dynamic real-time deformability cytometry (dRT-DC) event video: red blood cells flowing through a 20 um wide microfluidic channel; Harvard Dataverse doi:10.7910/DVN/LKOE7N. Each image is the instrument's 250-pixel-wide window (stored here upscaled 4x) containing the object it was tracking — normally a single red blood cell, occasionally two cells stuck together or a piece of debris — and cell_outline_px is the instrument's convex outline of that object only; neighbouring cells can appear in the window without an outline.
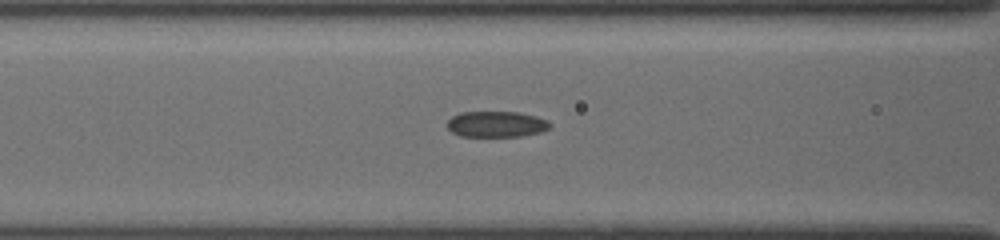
{"species": "common noctule bat (a hibernating species)", "species_latin": "Nyctalus noctula", "temperature_condition": "cold", "stored_images_in_passage": 33, "camera_frame_rate_fps": 3000, "um_per_image_px": 0.085, "animal": {"sex": "female", "body_mass_g": 19.5, "forearm_length_mm": 54.1}, "frame": {"image": 1, "passage_image": 7, "time_ms": 2.333, "image_size_px": [1000, 240], "cell_outline_px": [[548, 128], [540, 132], [520, 136], [460, 136], [452, 132], [448, 128], [448, 120], [452, 116], [460, 112], [516, 112], [548, 120]], "centroid_in_image_um": [42.13, 10.55], "position_along_channel_um": 124.5, "area_um2": 15.2}}
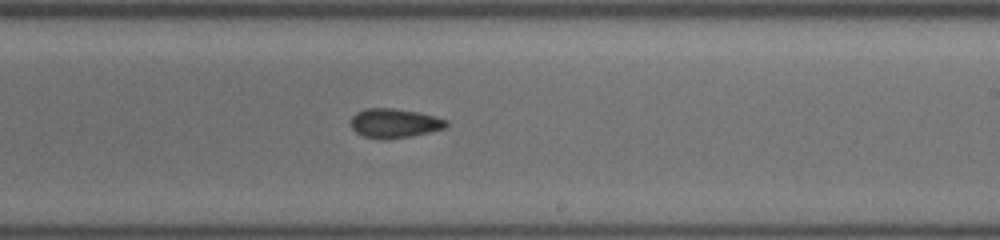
{"frame": {"image": 2, "passage_image": 16, "time_ms": 5.667, "image_size_px": [1000, 240], "cell_outline_px": [[448, 124], [444, 128], [412, 136], [388, 140], [384, 140], [364, 136], [356, 132], [352, 128], [352, 116], [356, 112], [368, 108], [392, 108], [416, 112], [436, 116], [448, 120]], "centroid_in_image_um": [33.53, 10.48], "position_along_channel_um": 255.5, "area_um2": 16.24}}
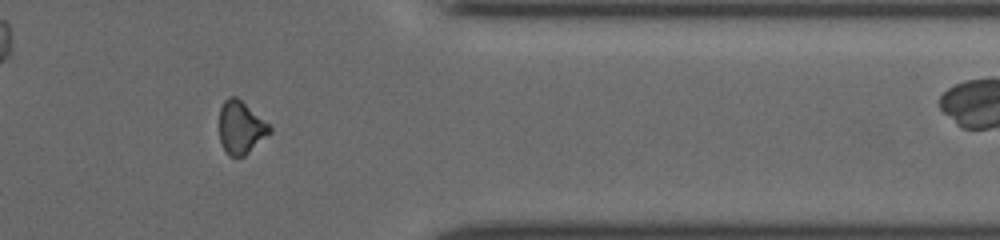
{"frame": {"image": 3, "passage_image": 25, "time_ms": 9.333, "image_size_px": [1000, 240], "cell_outline_px": [[272, 132], [244, 156], [228, 156], [220, 140], [220, 108], [224, 100], [228, 96], [236, 96], [268, 124], [272, 128]], "centroid_in_image_um": [20.46, 10.84], "position_along_channel_um": 390.9, "area_um2": 15.26}}